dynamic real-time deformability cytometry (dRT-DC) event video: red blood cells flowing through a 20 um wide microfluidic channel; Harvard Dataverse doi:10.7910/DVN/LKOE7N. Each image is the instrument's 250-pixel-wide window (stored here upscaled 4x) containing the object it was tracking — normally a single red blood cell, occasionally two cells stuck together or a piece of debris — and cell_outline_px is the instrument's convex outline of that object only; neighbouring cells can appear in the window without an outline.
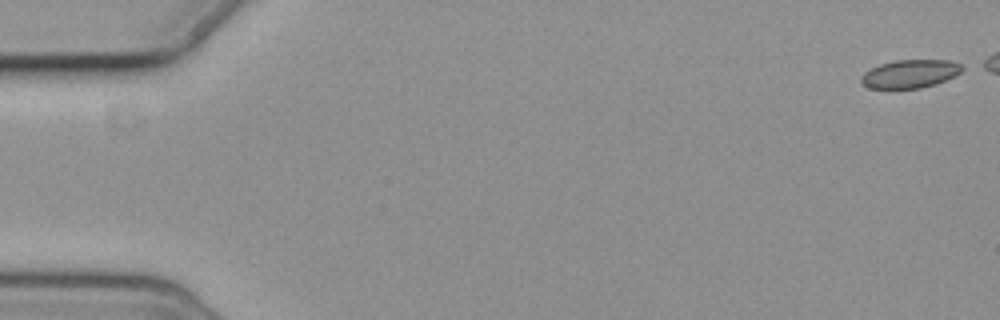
{"species": "common noctule bat (a hibernating species)", "species_latin": "Nyctalus noctula", "temperature_condition": "cold", "stored_images_in_passage": 5, "camera_frame_rate_fps": 3000, "um_per_image_px": 0.085, "animal": {"sex": "female", "body_mass_g": 19.3, "forearm_length_mm": 54.1}, "frame": {"image": 1, "passage_image": 5, "time_ms": 6.667, "image_size_px": [1000, 320], "cell_outline_px": [[968, 68], [936, 84], [920, 88], [868, 88], [860, 84], [860, 76], [864, 72], [880, 64], [896, 60], [948, 60], [964, 64]], "centroid_in_image_um": [77.36, 6.27], "position_along_channel_um": 7.6, "area_um2": 16.76}}